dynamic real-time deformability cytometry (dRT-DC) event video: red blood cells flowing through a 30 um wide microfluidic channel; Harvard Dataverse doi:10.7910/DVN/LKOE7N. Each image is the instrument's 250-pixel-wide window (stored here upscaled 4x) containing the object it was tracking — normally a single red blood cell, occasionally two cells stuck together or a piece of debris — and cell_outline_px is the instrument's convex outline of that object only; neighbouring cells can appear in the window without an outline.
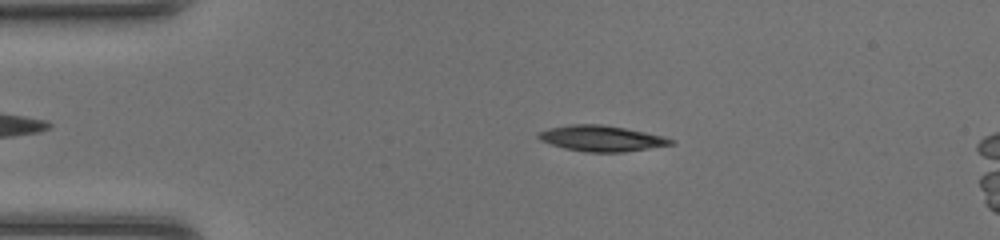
{"species": "common noctule bat (a hibernating species)", "species_latin": "Nyctalus noctula", "temperature_condition": "room temperature", "stored_images_in_passage": 41, "camera_frame_rate_fps": 3000, "um_per_image_px": 0.085, "animal": {"sex": "female", "body_mass_g": 20.0, "forearm_length_mm": 54.0}, "frame": {"image": 1, "passage_image": 9, "time_ms": 2.667, "image_size_px": [1000, 240], "cell_outline_px": [[676, 144], [624, 152], [584, 152], [564, 148], [540, 140], [536, 136], [536, 132], [548, 128], [568, 124], [600, 124], [624, 128], [664, 136], [676, 140]], "centroid_in_image_um": [51.12, 11.76], "position_along_channel_um": 33.9, "area_um2": 20.06}}
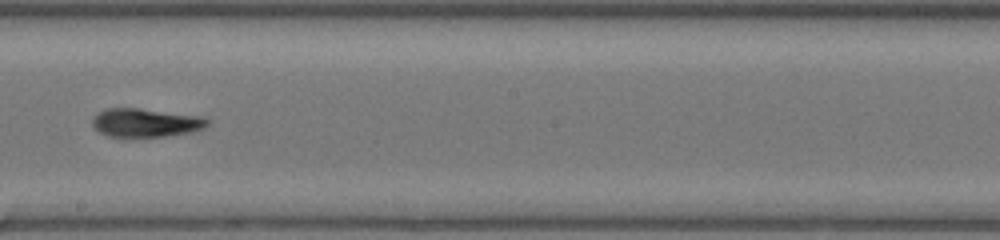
{"frame": {"image": 2, "passage_image": 26, "time_ms": 8.333, "image_size_px": [1000, 240], "cell_outline_px": [[208, 124], [204, 128], [192, 132], [164, 136], [108, 136], [96, 132], [92, 124], [92, 116], [104, 108], [136, 108], [200, 116], [208, 120]], "centroid_in_image_um": [12.31, 10.42], "position_along_channel_um": 235.9, "area_um2": 19.07}}
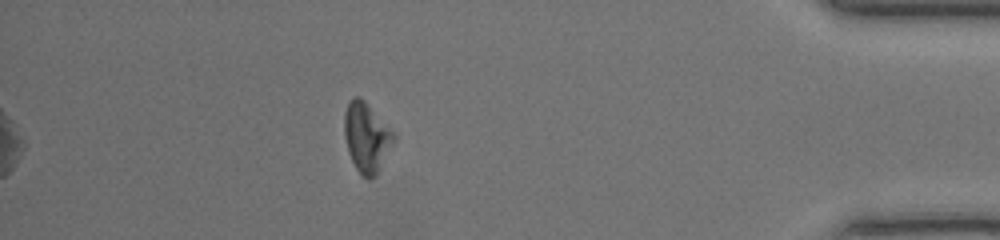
{"frame": {"image": 3, "passage_image": 41, "time_ms": 13.333, "image_size_px": [1000, 240], "cell_outline_px": [[396, 136], [376, 176], [368, 180], [356, 168], [348, 152], [344, 136], [344, 112], [348, 100], [352, 96], [360, 96], [364, 100]], "centroid_in_image_um": [31.11, 11.65], "position_along_channel_um": 404.1, "area_um2": 19.77}, "authors_computed_cell_mechanics": {"area_um2": 19.4786, "velocity_mm_per_s": 4.3261, "shape_relaxation_time_tau1_ms": 3.3092, "shape_relaxation_time_tau2_ms": 7.3824, "deformation_change_tau1": 0.1269, "deformation_change_tau2": 0.2045}}